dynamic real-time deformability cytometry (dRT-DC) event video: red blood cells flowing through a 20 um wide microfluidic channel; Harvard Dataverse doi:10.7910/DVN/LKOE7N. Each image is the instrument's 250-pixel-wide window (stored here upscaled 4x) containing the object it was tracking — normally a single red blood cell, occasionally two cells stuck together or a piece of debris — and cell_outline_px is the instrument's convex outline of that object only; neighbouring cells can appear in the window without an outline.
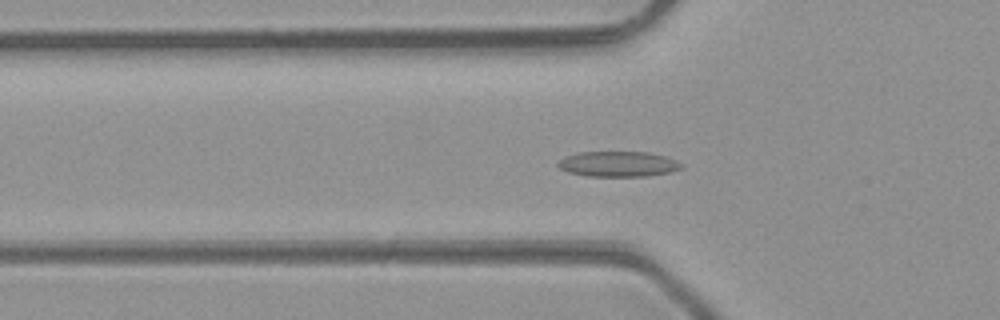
{"species": "common noctule bat (a hibernating species)", "species_latin": "Nyctalus noctula", "temperature_condition": "room temperature", "stored_images_in_passage": 36, "camera_frame_rate_fps": 3000, "um_per_image_px": 0.085, "animal": {"sex": "male", "body_mass_g": 23.1, "forearm_length_mm": 52.7}, "frame": {"image": 1, "passage_image": 3, "time_ms": 0.667, "image_size_px": [1000, 320], "cell_outline_px": [[684, 168], [668, 172], [648, 176], [588, 176], [568, 172], [560, 168], [556, 164], [556, 160], [580, 152], [648, 152], [664, 156], [676, 160], [684, 164]], "centroid_in_image_um": [52.55, 13.94], "position_along_channel_um": 73.2, "area_um2": 18.26}}
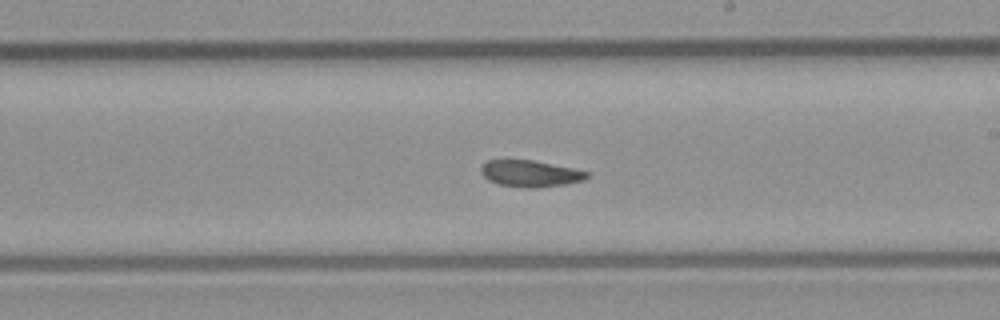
{"frame": {"image": 2, "passage_image": 15, "time_ms": 4.667, "image_size_px": [1000, 320], "cell_outline_px": [[588, 176], [584, 180], [564, 184], [540, 188], [528, 188], [500, 184], [488, 180], [480, 172], [480, 168], [488, 160], [532, 160], [572, 168], [588, 172]], "centroid_in_image_um": [45.06, 14.76], "position_along_channel_um": 243.9, "area_um2": 16.18}}
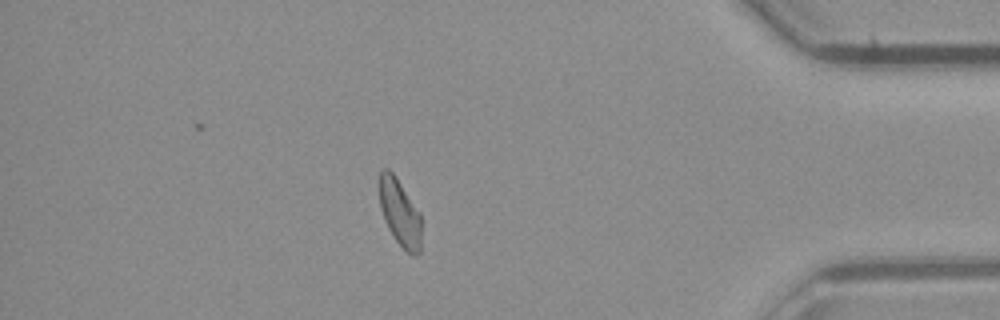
{"frame": {"image": 3, "passage_image": 29, "time_ms": 9.333, "image_size_px": [1000, 320], "cell_outline_px": [[420, 252], [416, 256], [412, 256], [396, 240], [388, 228], [380, 208], [380, 172], [384, 168], [388, 168], [396, 176], [420, 212]], "centroid_in_image_um": [33.99, 18.07], "position_along_channel_um": 401.2, "area_um2": 16.18}, "authors_computed_cell_mechanics": {"area_um2": 16.8487, "velocity_mm_per_s": 4.2546, "shape_relaxation_time_tau1_ms": 7.0373, "shape_relaxation_time_tau2_ms": 2.5276, "deformation_change_tau1": 0.1252, "deformation_change_tau2": 0.0922}}